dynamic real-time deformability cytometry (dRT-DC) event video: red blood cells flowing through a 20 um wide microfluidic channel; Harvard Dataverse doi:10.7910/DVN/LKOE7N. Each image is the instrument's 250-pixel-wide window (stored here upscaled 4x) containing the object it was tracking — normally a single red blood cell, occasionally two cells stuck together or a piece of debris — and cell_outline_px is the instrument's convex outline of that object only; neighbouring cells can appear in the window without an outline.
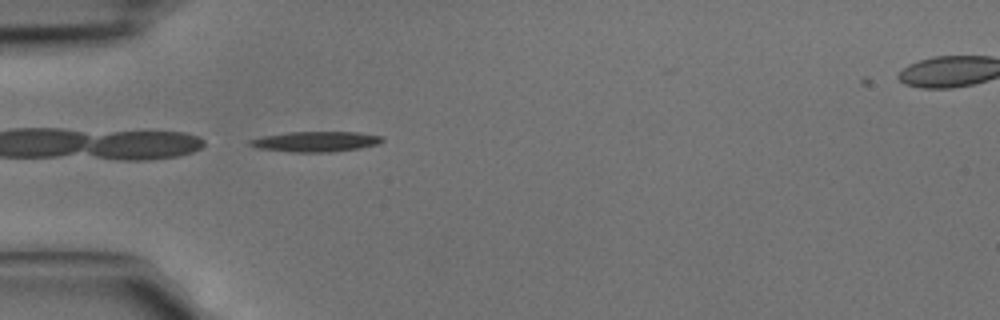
{"species": "common noctule bat (a hibernating species)", "species_latin": "Nyctalus noctula", "temperature_condition": "cold", "stored_images_in_passage": 5, "segment_of_instrument_passage": [1, 2], "camera_frame_rate_fps": 3000, "um_per_image_px": 0.085, "animal": {"sex": "male", "body_mass_g": 15.6}, "frame": {"image": 1, "passage_image": 4, "time_ms": 1.0, "image_size_px": [1000, 320], "cell_outline_px": [[384, 140], [380, 144], [360, 148], [332, 152], [292, 152], [256, 148], [248, 144], [248, 140], [260, 136], [288, 132], [360, 132], [384, 136]], "centroid_in_image_um": [26.84, 12.03], "position_along_channel_um": 58.2, "area_um2": 15.95}}